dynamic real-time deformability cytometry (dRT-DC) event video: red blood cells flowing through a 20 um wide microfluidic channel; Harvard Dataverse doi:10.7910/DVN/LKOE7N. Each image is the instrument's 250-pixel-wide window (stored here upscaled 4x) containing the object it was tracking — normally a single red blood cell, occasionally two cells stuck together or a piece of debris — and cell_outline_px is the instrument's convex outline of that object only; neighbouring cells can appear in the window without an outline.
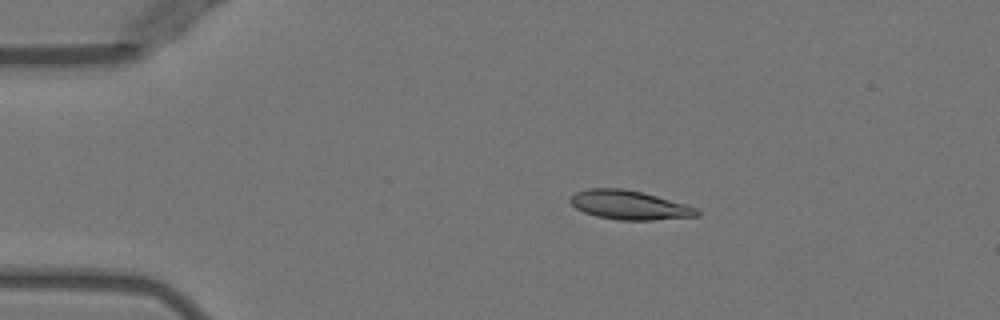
{"species": "Egyptian fruit bat (a non-hibernating species)", "species_latin": "Rousettus aegyptiacus", "temperature_condition": "warm", "stored_images_in_passage": 49, "camera_frame_rate_fps": 3000, "um_per_image_px": 0.085, "animal": {"sex": "female"}, "frame": {"image": 1, "passage_image": 9, "time_ms": 2.667, "image_size_px": [1000, 320], "cell_outline_px": [[700, 216], [652, 220], [616, 220], [596, 216], [584, 212], [576, 208], [568, 200], [576, 192], [588, 188], [624, 188], [644, 192], [684, 204], [696, 208], [700, 212]], "centroid_in_image_um": [53.48, 17.43], "position_along_channel_um": 31.5, "area_um2": 21.5}}
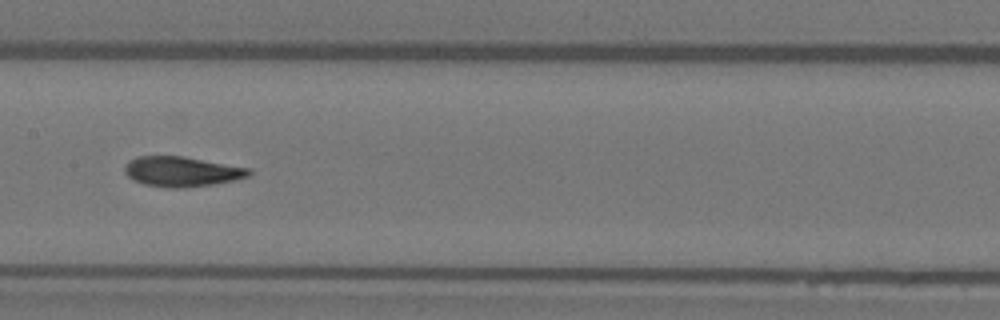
{"frame": {"image": 2, "passage_image": 25, "time_ms": 8.0, "image_size_px": [1000, 320], "cell_outline_px": [[252, 172], [248, 176], [232, 180], [212, 184], [184, 188], [168, 188], [144, 184], [132, 180], [124, 172], [124, 168], [128, 160], [136, 156], [184, 156], [252, 168]], "centroid_in_image_um": [15.43, 14.57], "position_along_channel_um": 192.0, "area_um2": 21.91}}
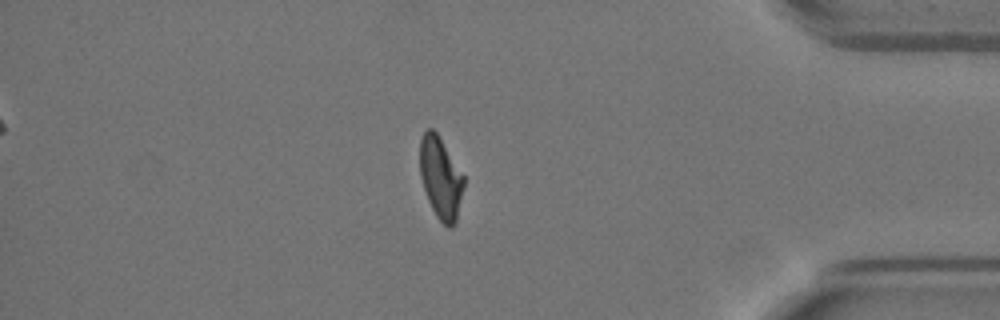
{"frame": {"image": 3, "passage_image": 43, "time_ms": 14.0, "image_size_px": [1000, 320], "cell_outline_px": [[464, 184], [456, 224], [452, 228], [448, 228], [436, 216], [428, 200], [420, 176], [420, 140], [424, 132], [428, 128], [432, 128], [436, 132], [464, 176]], "centroid_in_image_um": [37.45, 15.15], "position_along_channel_um": 397.7, "area_um2": 20.75}}